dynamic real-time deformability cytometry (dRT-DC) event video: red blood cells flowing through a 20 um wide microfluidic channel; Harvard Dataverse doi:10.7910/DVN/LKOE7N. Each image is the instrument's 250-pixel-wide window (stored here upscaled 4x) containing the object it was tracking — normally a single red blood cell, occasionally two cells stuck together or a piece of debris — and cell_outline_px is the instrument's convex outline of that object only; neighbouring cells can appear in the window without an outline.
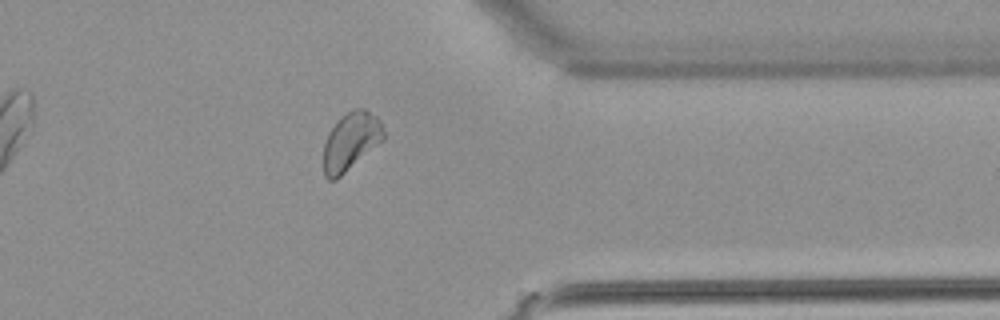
{"species": "common noctule bat (a hibernating species)", "species_latin": "Nyctalus noctula", "temperature_condition": "warm", "stored_images_in_passage": 19, "camera_frame_rate_fps": 3000, "um_per_image_px": 0.085, "animal": {"sex": "female", "body_mass_g": 22.7, "forearm_length_mm": 54.2}, "frame": {"image": 1, "passage_image": 17, "time_ms": 21.0, "image_size_px": [1000, 320], "cell_outline_px": [[384, 140], [336, 180], [328, 180], [324, 176], [324, 144], [328, 132], [336, 120], [340, 116], [356, 108], [364, 108], [376, 116], [380, 120], [384, 132]], "centroid_in_image_um": [29.81, 12.01], "position_along_channel_um": 381.6, "area_um2": 20.4}}